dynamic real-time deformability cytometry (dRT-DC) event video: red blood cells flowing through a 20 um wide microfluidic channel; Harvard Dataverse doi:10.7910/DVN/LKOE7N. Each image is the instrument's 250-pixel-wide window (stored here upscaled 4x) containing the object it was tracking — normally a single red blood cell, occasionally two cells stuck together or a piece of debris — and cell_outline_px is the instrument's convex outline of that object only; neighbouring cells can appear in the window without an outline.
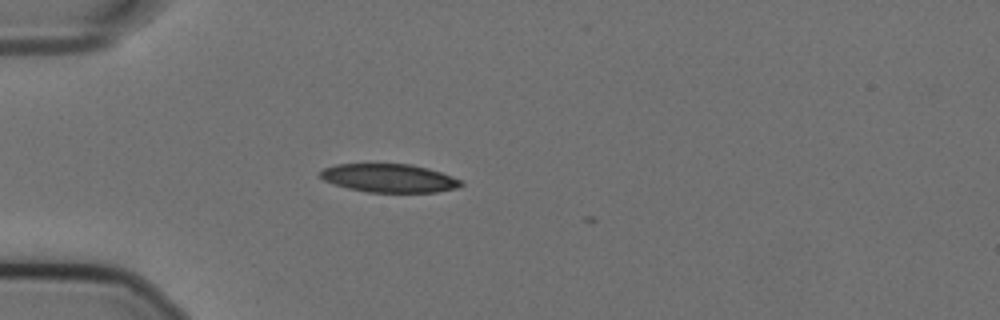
{"species": "Egyptian fruit bat (a non-hibernating species)", "species_latin": "Rousettus aegyptiacus", "temperature_condition": "cold", "stored_images_in_passage": 3, "camera_frame_rate_fps": 3000, "um_per_image_px": 0.085, "animal": {"sex": "female"}, "frame": {"image": 1, "passage_image": 1, "time_ms": 0.0, "image_size_px": [1000, 320], "cell_outline_px": [[464, 184], [456, 188], [436, 192], [368, 192], [348, 188], [332, 184], [324, 180], [320, 176], [320, 172], [324, 168], [336, 164], [412, 164], [428, 168], [452, 176], [460, 180]], "centroid_in_image_um": [33.07, 15.14], "position_along_channel_um": 51.9, "area_um2": 23.24}}